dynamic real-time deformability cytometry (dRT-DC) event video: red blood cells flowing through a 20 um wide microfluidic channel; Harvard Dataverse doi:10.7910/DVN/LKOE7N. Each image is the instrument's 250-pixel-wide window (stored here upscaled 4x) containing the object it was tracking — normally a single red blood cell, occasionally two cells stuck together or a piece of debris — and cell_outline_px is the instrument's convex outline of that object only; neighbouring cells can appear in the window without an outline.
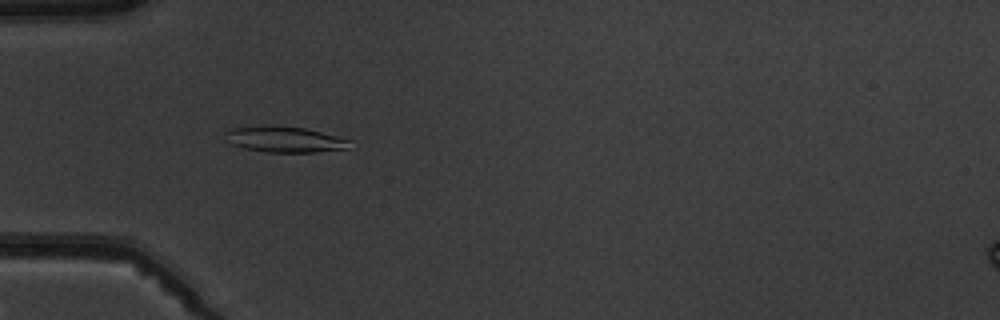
{"species": "common noctule bat (a hibernating species)", "species_latin": "Nyctalus noctula", "temperature_condition": "warm", "stored_images_in_passage": 7, "camera_frame_rate_fps": 3000, "um_per_image_px": 0.085, "animal": {"sex": "male", "body_mass_g": 19.5, "forearm_length_mm": 54.6}, "frame": {"image": 1, "passage_image": 3, "time_ms": 2.333, "image_size_px": [1000, 320], "cell_outline_px": [[356, 148], [316, 152], [264, 152], [244, 148], [232, 144], [224, 132], [232, 128], [304, 128], [352, 140]], "centroid_in_image_um": [24.37, 11.91], "position_along_channel_um": 60.6, "area_um2": 18.03}}
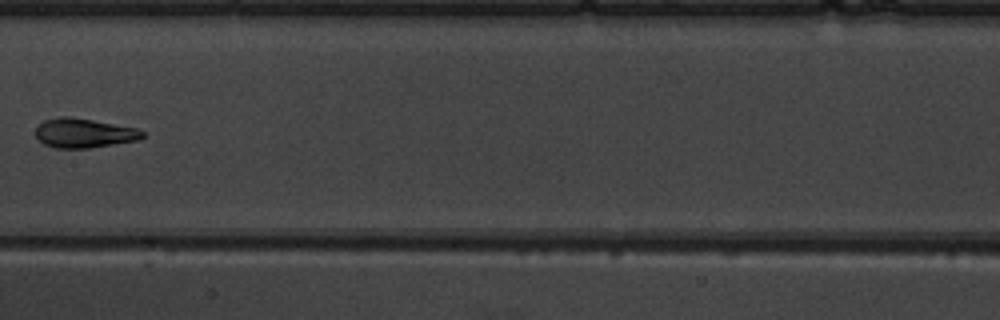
{"frame": {"image": 2, "passage_image": 6, "time_ms": 6.0, "image_size_px": [1000, 320], "cell_outline_px": [[144, 136], [136, 140], [88, 148], [52, 148], [44, 144], [36, 136], [36, 124], [44, 120], [60, 116], [68, 116], [92, 120], [136, 128], [144, 132]], "centroid_in_image_um": [7.07, 11.3], "position_along_channel_um": 200.3, "area_um2": 18.15}}
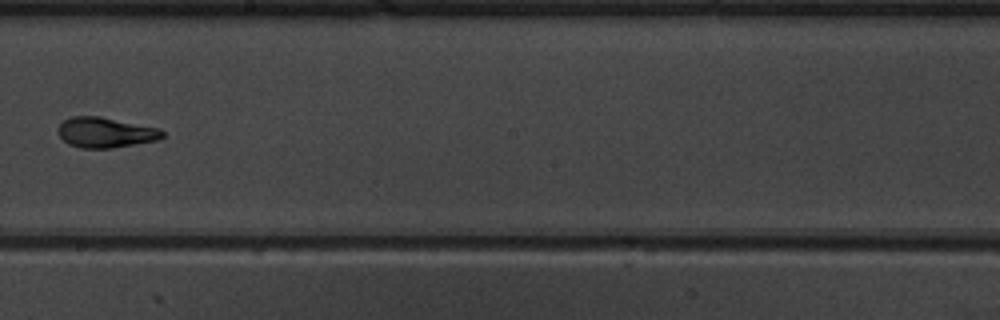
{"frame": {"image": 3, "passage_image": 7, "time_ms": 7.0, "image_size_px": [1000, 320], "cell_outline_px": [[164, 136], [160, 140], [112, 148], [80, 148], [68, 144], [60, 136], [56, 128], [64, 120], [72, 116], [100, 116], [160, 128], [164, 132]], "centroid_in_image_um": [8.98, 11.26], "position_along_channel_um": 239.2, "area_um2": 18.61}}